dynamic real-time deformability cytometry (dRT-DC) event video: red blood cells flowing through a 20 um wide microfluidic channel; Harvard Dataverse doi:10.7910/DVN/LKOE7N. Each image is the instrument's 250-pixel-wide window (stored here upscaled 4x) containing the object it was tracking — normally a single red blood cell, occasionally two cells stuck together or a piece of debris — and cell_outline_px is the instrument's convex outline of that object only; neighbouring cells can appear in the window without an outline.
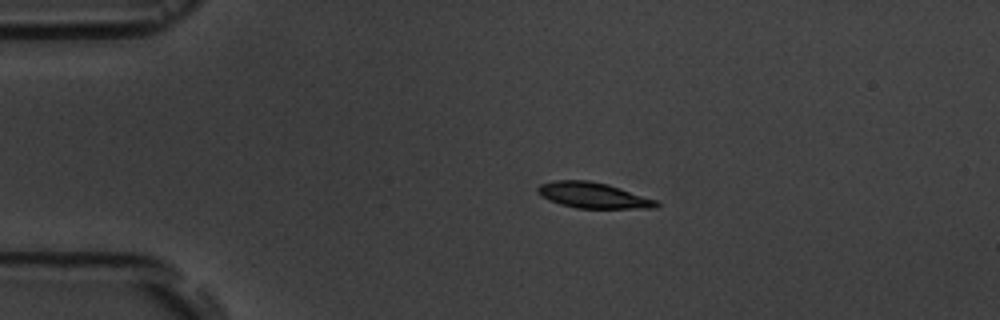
{"species": "common noctule bat (a hibernating species)", "species_latin": "Nyctalus noctula", "temperature_condition": "room temperature", "stored_images_in_passage": 4, "camera_frame_rate_fps": 3000, "um_per_image_px": 0.085, "animal": {"sex": "male", "body_mass_g": 19.5, "forearm_length_mm": 54.6}, "frame": {"image": 1, "passage_image": 2, "time_ms": 1.0, "image_size_px": [1000, 320], "cell_outline_px": [[660, 204], [656, 208], [576, 208], [560, 204], [548, 200], [540, 196], [536, 192], [536, 188], [540, 184], [556, 180], [588, 180], [608, 184], [656, 200]], "centroid_in_image_um": [50.37, 16.6], "position_along_channel_um": 34.6, "area_um2": 17.8}}
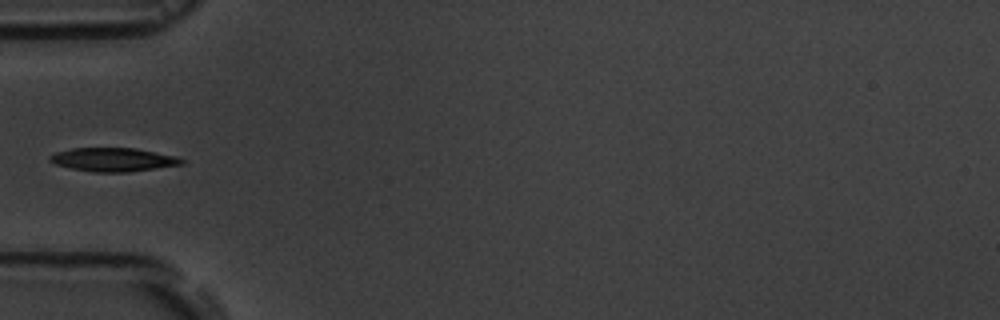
{"frame": {"image": 2, "passage_image": 4, "time_ms": 3.333, "image_size_px": [1000, 320], "cell_outline_px": [[184, 164], [128, 172], [92, 172], [72, 168], [56, 164], [48, 160], [48, 156], [56, 152], [72, 148], [136, 148], [176, 156], [184, 160]], "centroid_in_image_um": [9.62, 13.56], "position_along_channel_um": 75.4, "area_um2": 18.09}}